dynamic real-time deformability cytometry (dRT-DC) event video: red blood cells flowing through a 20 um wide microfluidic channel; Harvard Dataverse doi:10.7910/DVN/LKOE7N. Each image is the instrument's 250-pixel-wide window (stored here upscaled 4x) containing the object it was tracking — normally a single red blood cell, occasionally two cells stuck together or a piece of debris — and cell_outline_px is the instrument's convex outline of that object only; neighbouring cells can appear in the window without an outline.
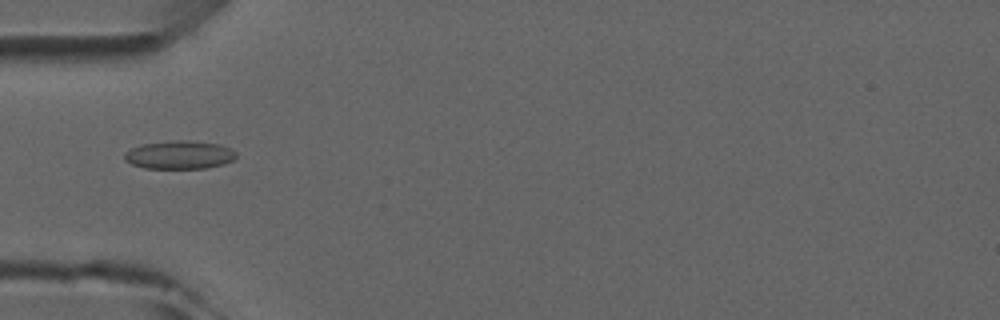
{"species": "common noctule bat (a hibernating species)", "species_latin": "Nyctalus noctula", "temperature_condition": "room temperature", "stored_images_in_passage": 1, "camera_frame_rate_fps": 3000, "um_per_image_px": 0.085, "animal": {"sex": "male", "forearm_length_mm": 52.5}, "frame": {"image": 1, "passage_image": 1, "time_ms": 0.0, "image_size_px": [1000, 320], "cell_outline_px": [[236, 156], [232, 160], [224, 164], [208, 168], [144, 168], [132, 164], [124, 160], [124, 152], [132, 148], [144, 144], [176, 140], [188, 140], [220, 144], [232, 148], [236, 152]], "centroid_in_image_um": [15.28, 13.16], "position_along_channel_um": 69.7, "area_um2": 18.44}}